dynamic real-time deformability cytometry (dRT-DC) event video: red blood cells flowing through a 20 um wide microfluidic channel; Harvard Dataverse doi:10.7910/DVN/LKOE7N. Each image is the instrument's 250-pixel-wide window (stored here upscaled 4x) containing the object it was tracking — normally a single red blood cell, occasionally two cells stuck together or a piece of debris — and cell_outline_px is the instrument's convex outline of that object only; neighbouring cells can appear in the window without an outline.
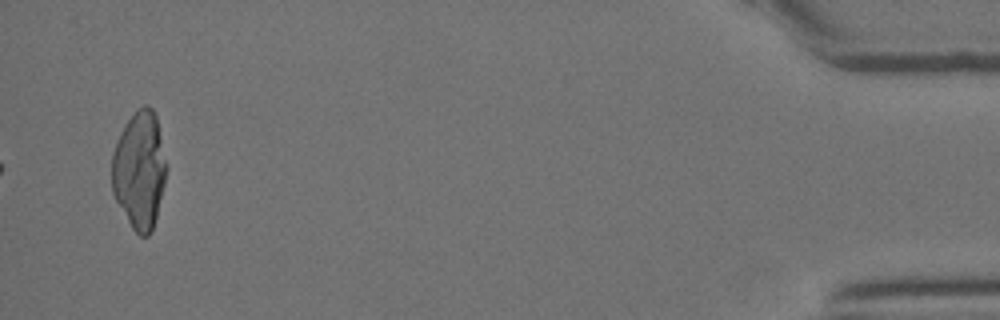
{"species": "Egyptian fruit bat (a non-hibernating species)", "species_latin": "Rousettus aegyptiacus", "temperature_condition": "room temperature", "stored_images_in_passage": 22, "camera_frame_rate_fps": 3000, "um_per_image_px": 0.085, "animal": {"sex": "female"}, "frame": {"image": 1, "passage_image": 22, "time_ms": 7.0, "image_size_px": [1000, 320], "cell_outline_px": [[168, 168], [152, 232], [148, 236], [140, 236], [132, 228], [116, 200], [112, 192], [112, 152], [116, 140], [120, 132], [128, 120], [144, 104], [148, 104], [156, 112], [168, 164]], "centroid_in_image_um": [11.88, 14.42], "position_along_channel_um": 423.3, "area_um2": 37.74}}